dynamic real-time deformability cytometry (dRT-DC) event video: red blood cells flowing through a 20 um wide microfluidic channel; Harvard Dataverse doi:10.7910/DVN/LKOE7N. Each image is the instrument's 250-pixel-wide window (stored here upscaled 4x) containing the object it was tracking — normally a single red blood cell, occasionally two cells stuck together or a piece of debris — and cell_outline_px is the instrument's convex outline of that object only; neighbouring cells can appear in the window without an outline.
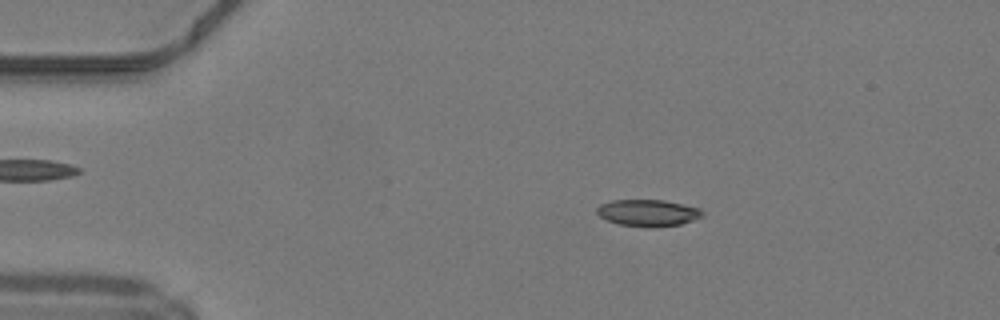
{"species": "common noctule bat (a hibernating species)", "species_latin": "Nyctalus noctula", "temperature_condition": "warm", "stored_images_in_passage": 9, "camera_frame_rate_fps": 3000, "um_per_image_px": 0.085, "animal": {"sex": "male", "body_mass_g": 19.2, "forearm_length_mm": 51.8}, "frame": {"image": 1, "passage_image": 4, "time_ms": 1.0, "image_size_px": [1000, 320], "cell_outline_px": [[704, 216], [680, 224], [656, 228], [644, 228], [620, 224], [608, 220], [600, 216], [596, 212], [596, 208], [600, 204], [612, 200], [664, 200], [700, 208], [704, 212]], "centroid_in_image_um": [55.09, 18.1], "position_along_channel_um": 29.9, "area_um2": 16.59}}